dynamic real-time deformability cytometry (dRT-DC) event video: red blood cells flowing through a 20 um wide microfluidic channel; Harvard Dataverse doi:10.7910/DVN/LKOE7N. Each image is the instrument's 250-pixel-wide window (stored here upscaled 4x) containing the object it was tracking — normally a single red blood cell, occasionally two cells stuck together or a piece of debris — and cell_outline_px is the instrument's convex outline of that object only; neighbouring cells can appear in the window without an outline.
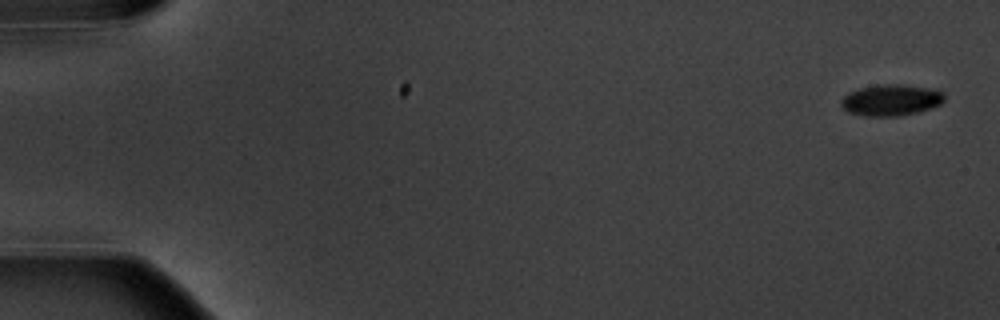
{"species": "common noctule bat (a hibernating species)", "species_latin": "Nyctalus noctula", "temperature_condition": "warm", "stored_images_in_passage": 4, "camera_frame_rate_fps": 3000, "um_per_image_px": 0.085, "animal": {"sex": "male", "body_mass_g": 20.1, "forearm_length_mm": 53.5}, "frame": {"image": 1, "passage_image": 1, "time_ms": 0.0, "image_size_px": [1000, 320], "cell_outline_px": [[944, 100], [940, 104], [916, 112], [896, 116], [864, 116], [848, 112], [840, 104], [840, 100], [848, 92], [860, 88], [880, 84], [904, 84], [944, 92]], "centroid_in_image_um": [75.68, 8.5], "position_along_channel_um": 9.3, "area_um2": 18.61}}